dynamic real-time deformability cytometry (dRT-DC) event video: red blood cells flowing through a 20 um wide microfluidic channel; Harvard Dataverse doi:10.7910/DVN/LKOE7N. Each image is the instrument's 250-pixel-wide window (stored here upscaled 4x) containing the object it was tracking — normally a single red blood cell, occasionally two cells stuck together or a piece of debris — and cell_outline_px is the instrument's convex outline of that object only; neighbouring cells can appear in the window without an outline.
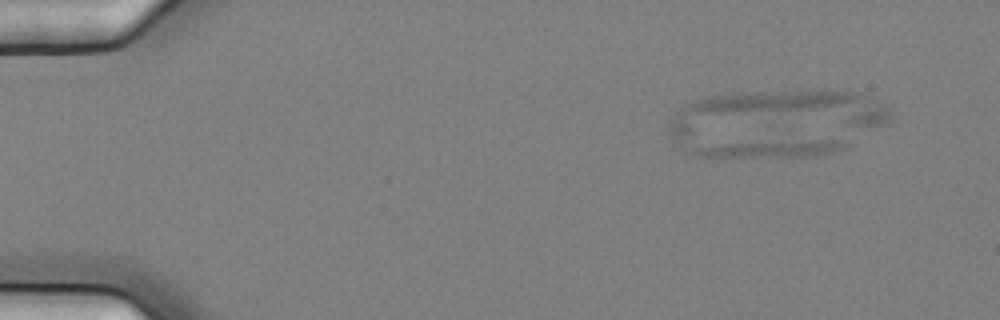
{"species": "common noctule bat (a hibernating species)", "species_latin": "Nyctalus noctula", "temperature_condition": "cold", "stored_images_in_passage": 7, "segment_of_instrument_passage": [1, 2], "camera_frame_rate_fps": 3000, "um_per_image_px": 0.085, "animal": {"sex": "female", "body_mass_g": 25.1}, "frame": {"image": 1, "passage_image": 2, "time_ms": 0.333, "image_size_px": [1000, 320], "cell_outline_px": [[848, 148], [816, 156], [704, 156], [692, 152], [700, 148], [768, 128], [840, 136], [848, 144]], "centroid_in_image_um": [65.96, 12.29], "position_along_channel_um": 19.0, "area_um2": 21.5}}